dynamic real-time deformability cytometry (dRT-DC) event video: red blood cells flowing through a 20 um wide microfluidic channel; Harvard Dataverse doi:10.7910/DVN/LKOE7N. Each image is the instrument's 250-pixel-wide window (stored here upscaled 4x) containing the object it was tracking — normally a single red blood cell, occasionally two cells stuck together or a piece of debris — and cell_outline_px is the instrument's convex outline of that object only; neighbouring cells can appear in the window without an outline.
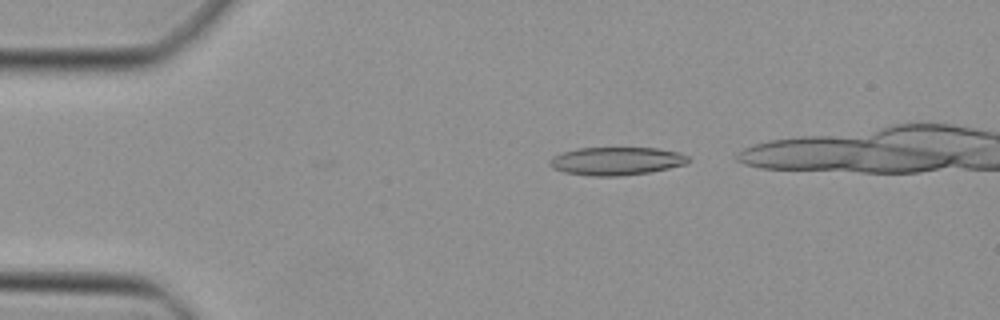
{"species": "Egyptian fruit bat (a non-hibernating species)", "species_latin": "Rousettus aegyptiacus", "temperature_condition": "cold", "stored_images_in_passage": 33, "camera_frame_rate_fps": 3000, "um_per_image_px": 0.085, "animal": {"sex": "female"}, "frame": {"image": 1, "passage_image": 3, "time_ms": 0.667, "image_size_px": [1000, 320], "cell_outline_px": [[692, 160], [688, 164], [648, 172], [620, 176], [592, 176], [564, 172], [552, 168], [548, 164], [548, 160], [552, 156], [576, 148], [656, 148], [680, 152], [688, 156]], "centroid_in_image_um": [52.4, 13.69], "position_along_channel_um": 32.6, "area_um2": 22.83}}
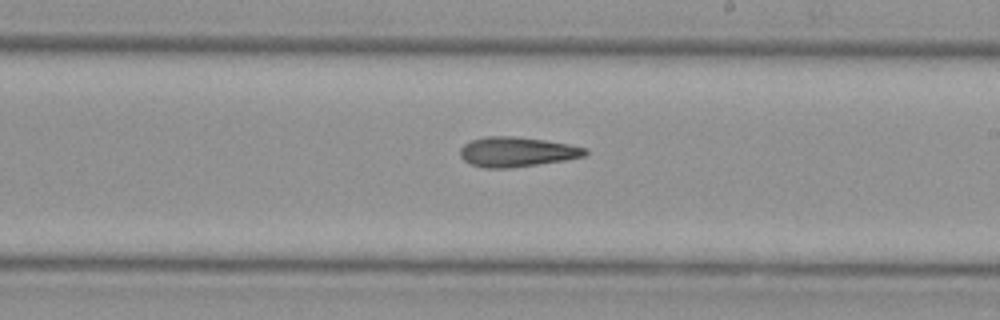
{"frame": {"image": 2, "passage_image": 21, "time_ms": 6.667, "image_size_px": [1000, 320], "cell_outline_px": [[588, 152], [584, 156], [564, 160], [512, 168], [484, 168], [472, 164], [464, 160], [460, 156], [460, 148], [464, 144], [472, 140], [484, 136], [516, 136], [544, 140], [568, 144], [588, 148]], "centroid_in_image_um": [43.92, 12.9], "position_along_channel_um": 245.1, "area_um2": 21.73}}
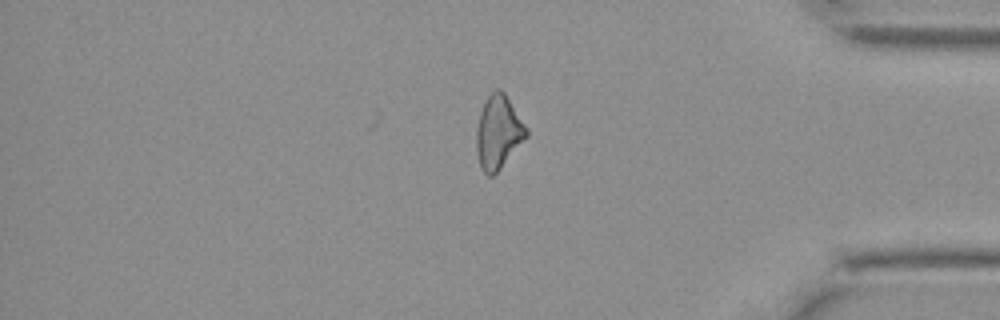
{"frame": {"image": 3, "passage_image": 33, "time_ms": 10.667, "image_size_px": [1000, 320], "cell_outline_px": [[528, 136], [500, 168], [492, 176], [488, 176], [480, 168], [476, 148], [476, 128], [480, 112], [488, 96], [496, 88], [500, 88], [504, 92], [528, 128]], "centroid_in_image_um": [42.35, 11.23], "position_along_channel_um": 392.8, "area_um2": 21.27}}